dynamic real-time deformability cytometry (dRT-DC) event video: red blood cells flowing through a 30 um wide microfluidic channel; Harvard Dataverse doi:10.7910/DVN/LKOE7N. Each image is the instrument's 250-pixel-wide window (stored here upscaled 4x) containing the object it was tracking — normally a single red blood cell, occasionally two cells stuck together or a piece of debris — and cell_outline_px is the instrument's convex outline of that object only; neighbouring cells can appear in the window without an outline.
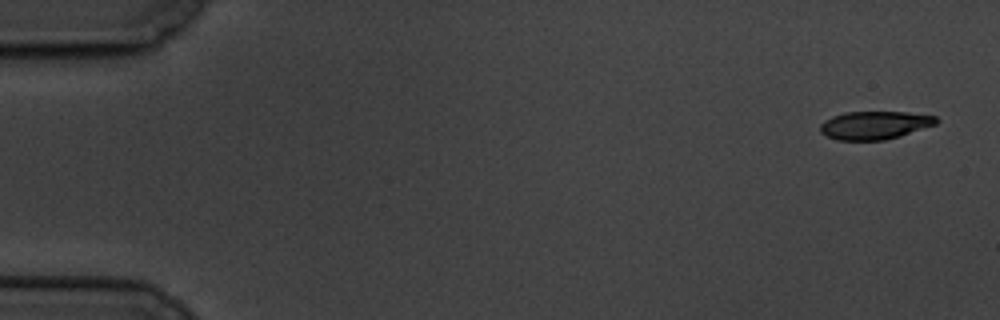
{"species": "common noctule bat (a hibernating species)", "species_latin": "Nyctalus noctula", "temperature_condition": "cold", "stored_images_in_passage": 10, "camera_frame_rate_fps": 3000, "um_per_image_px": 0.085, "animal": {"sex": "male", "body_mass_g": 19.5, "forearm_length_mm": 54.6}, "frame": {"image": 1, "passage_image": 1, "time_ms": 0.0, "image_size_px": [1000, 320], "cell_outline_px": [[940, 120], [936, 124], [900, 136], [884, 140], [836, 140], [820, 132], [820, 124], [824, 120], [832, 116], [844, 112], [908, 112], [936, 116]], "centroid_in_image_um": [74.34, 10.63], "position_along_channel_um": 10.7, "area_um2": 19.07}}
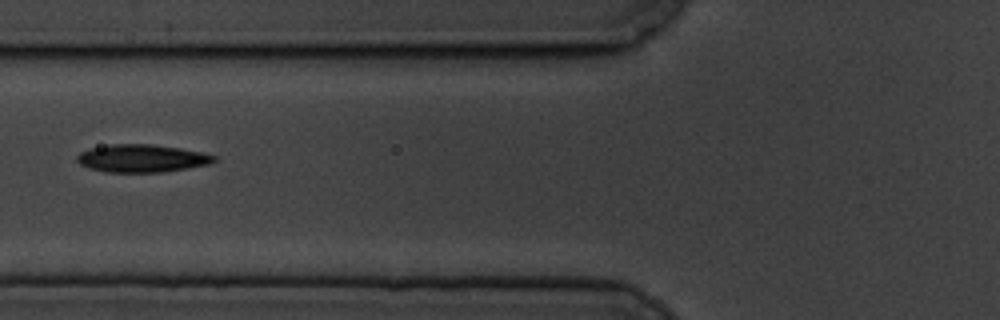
{"frame": {"image": 2, "passage_image": 7, "time_ms": 7.0, "image_size_px": [1000, 320], "cell_outline_px": [[216, 160], [208, 164], [188, 168], [164, 172], [108, 172], [88, 168], [80, 164], [76, 160], [76, 156], [80, 152], [88, 148], [108, 144], [152, 144], [180, 148], [200, 152], [216, 156]], "centroid_in_image_um": [12.01, 13.45], "position_along_channel_um": 113.8, "area_um2": 22.25}}
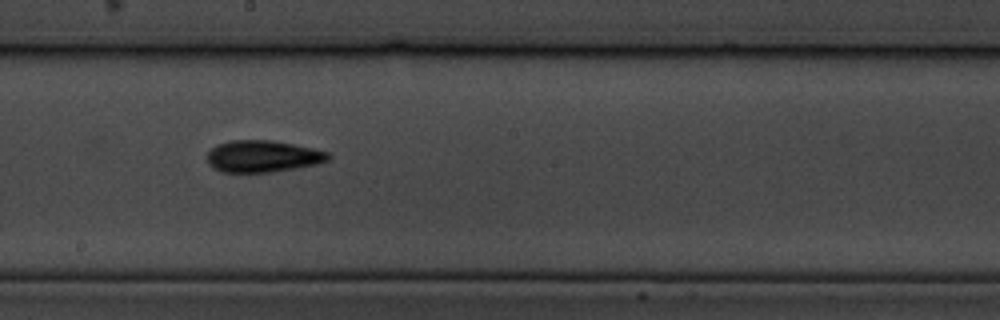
{"frame": {"image": 3, "passage_image": 10, "time_ms": 10.333, "image_size_px": [1000, 320], "cell_outline_px": [[332, 156], [328, 160], [316, 164], [300, 168], [272, 172], [220, 172], [212, 168], [208, 164], [208, 152], [216, 144], [232, 140], [272, 140], [312, 148], [328, 152]], "centroid_in_image_um": [22.33, 13.29], "position_along_channel_um": 225.9, "area_um2": 22.6}}